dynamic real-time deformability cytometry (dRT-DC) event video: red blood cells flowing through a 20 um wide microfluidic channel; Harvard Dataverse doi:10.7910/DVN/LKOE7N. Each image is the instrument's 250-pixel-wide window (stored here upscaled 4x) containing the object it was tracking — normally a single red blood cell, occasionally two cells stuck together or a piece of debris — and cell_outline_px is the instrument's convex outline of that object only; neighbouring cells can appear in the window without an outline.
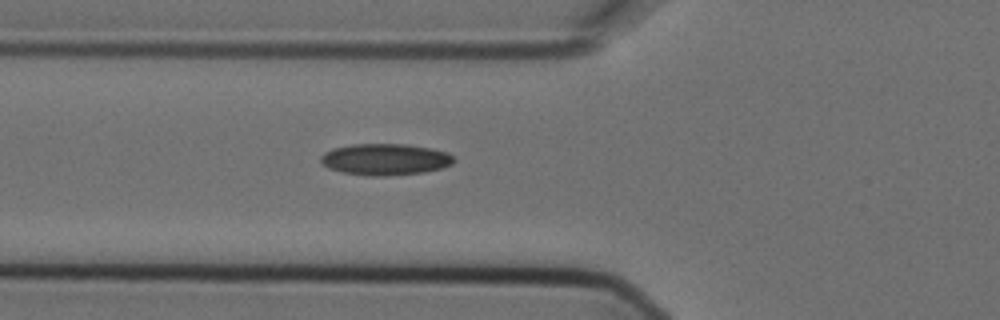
{"species": "Egyptian fruit bat (a non-hibernating species)", "species_latin": "Rousettus aegyptiacus", "temperature_condition": "cold", "stored_images_in_passage": 5, "camera_frame_rate_fps": 3000, "um_per_image_px": 0.085, "animal": {"sex": "female"}, "frame": {"image": 1, "passage_image": 5, "time_ms": 1.333, "image_size_px": [1000, 320], "cell_outline_px": [[456, 160], [452, 164], [440, 168], [424, 172], [384, 176], [372, 176], [344, 172], [328, 168], [320, 160], [320, 156], [324, 152], [332, 148], [352, 144], [404, 144], [428, 148], [444, 152], [452, 156]], "centroid_in_image_um": [32.7, 13.54], "position_along_channel_um": 93.1, "area_um2": 24.16}}